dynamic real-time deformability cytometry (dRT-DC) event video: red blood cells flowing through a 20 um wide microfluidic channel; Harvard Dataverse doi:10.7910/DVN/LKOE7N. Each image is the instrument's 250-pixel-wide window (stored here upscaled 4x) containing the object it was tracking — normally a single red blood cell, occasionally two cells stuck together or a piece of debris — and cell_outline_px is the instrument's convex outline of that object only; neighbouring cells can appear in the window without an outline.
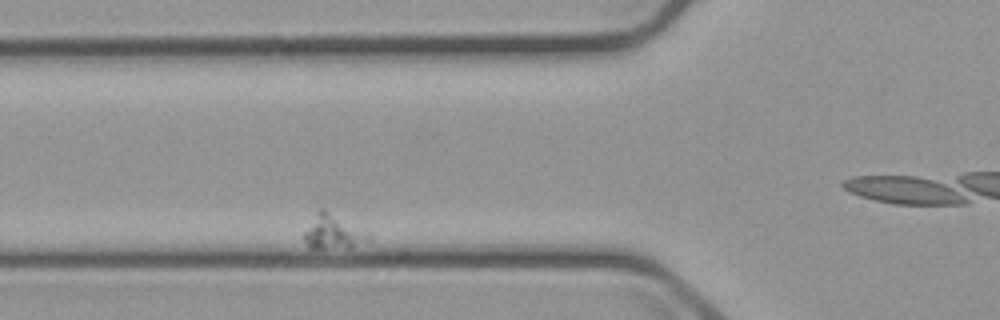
{"species": "common noctule bat (a hibernating species)", "species_latin": "Nyctalus noctula", "temperature_condition": "cold", "stored_images_in_passage": 4, "camera_frame_rate_fps": 3000, "um_per_image_px": 0.085, "animal": {"sex": "male", "body_mass_g": 23.1, "forearm_length_mm": 52.7}, "frame": {"image": 1, "passage_image": 3, "time_ms": 2.0, "image_size_px": [1000, 320], "cell_outline_px": [[360, 240], [348, 248], [308, 248], [304, 240], [304, 232], [320, 208], [324, 208]], "centroid_in_image_um": [27.88, 19.78], "position_along_channel_um": 97.9, "area_um2": 10.17}}